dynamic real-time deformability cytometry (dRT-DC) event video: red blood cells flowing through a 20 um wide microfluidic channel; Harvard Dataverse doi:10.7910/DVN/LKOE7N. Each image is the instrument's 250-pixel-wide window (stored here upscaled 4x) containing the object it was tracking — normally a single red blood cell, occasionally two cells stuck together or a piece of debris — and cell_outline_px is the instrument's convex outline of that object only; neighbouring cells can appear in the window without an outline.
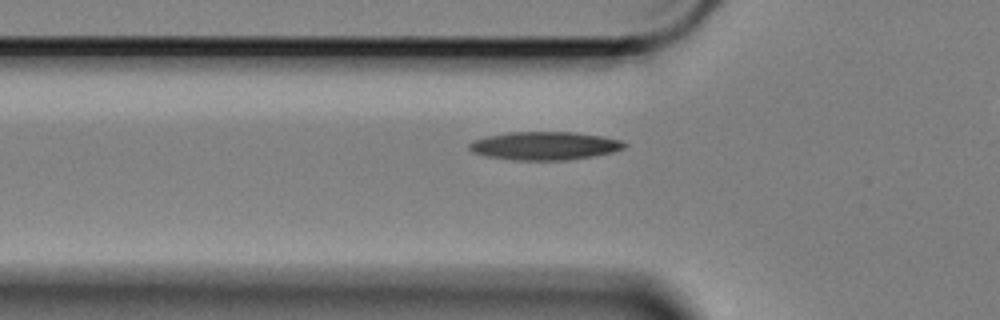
{"species": "Egyptian fruit bat (a non-hibernating species)", "species_latin": "Rousettus aegyptiacus", "temperature_condition": "cold", "stored_images_in_passage": 34, "camera_frame_rate_fps": 3000, "um_per_image_px": 0.085, "animal": {"sex": "female"}, "frame": {"image": 1, "passage_image": 2, "time_ms": 0.333, "image_size_px": [1000, 320], "cell_outline_px": [[628, 144], [624, 148], [612, 152], [592, 156], [564, 160], [512, 160], [484, 156], [472, 152], [468, 148], [468, 144], [472, 140], [488, 136], [508, 132], [572, 132], [600, 136], [620, 140]], "centroid_in_image_um": [46.24, 12.39], "position_along_channel_um": 79.6, "area_um2": 25.49}}
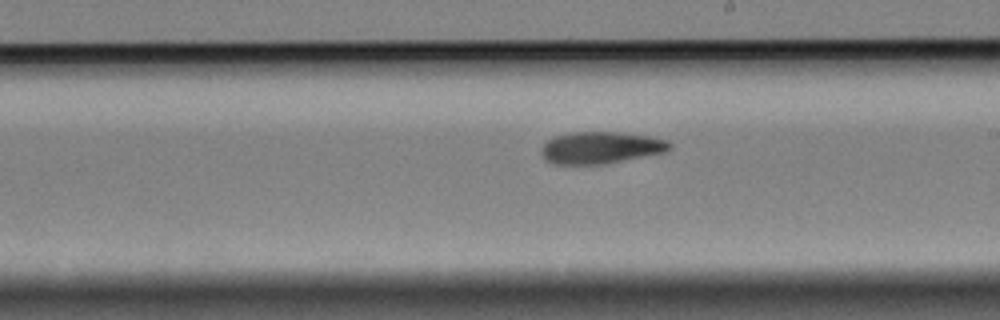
{"frame": {"image": 2, "passage_image": 16, "time_ms": 5.0, "image_size_px": [1000, 320], "cell_outline_px": [[672, 148], [668, 152], [604, 164], [552, 164], [544, 160], [540, 152], [540, 148], [552, 136], [572, 132], [620, 132], [648, 136], [668, 140], [672, 144]], "centroid_in_image_um": [51.06, 12.55], "position_along_channel_um": 237.9, "area_um2": 24.28}}
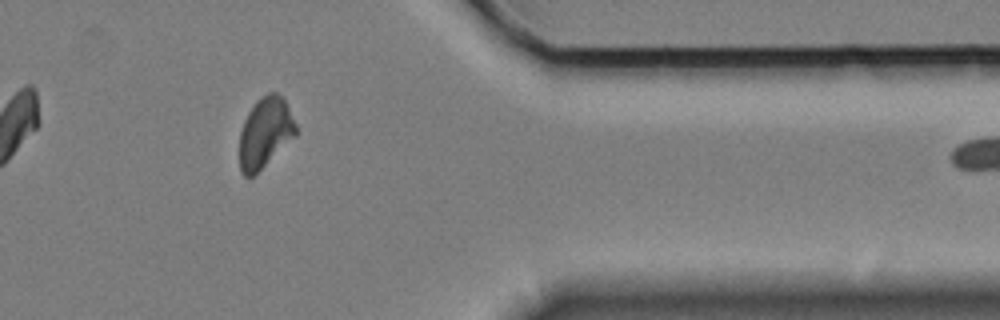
{"frame": {"image": 3, "passage_image": 31, "time_ms": 10.0, "image_size_px": [1000, 320], "cell_outline_px": [[296, 136], [252, 176], [244, 176], [240, 172], [240, 132], [244, 120], [248, 112], [256, 100], [260, 96], [268, 92], [276, 92], [284, 100], [296, 124]], "centroid_in_image_um": [22.52, 11.25], "position_along_channel_um": 388.9, "area_um2": 22.83}}